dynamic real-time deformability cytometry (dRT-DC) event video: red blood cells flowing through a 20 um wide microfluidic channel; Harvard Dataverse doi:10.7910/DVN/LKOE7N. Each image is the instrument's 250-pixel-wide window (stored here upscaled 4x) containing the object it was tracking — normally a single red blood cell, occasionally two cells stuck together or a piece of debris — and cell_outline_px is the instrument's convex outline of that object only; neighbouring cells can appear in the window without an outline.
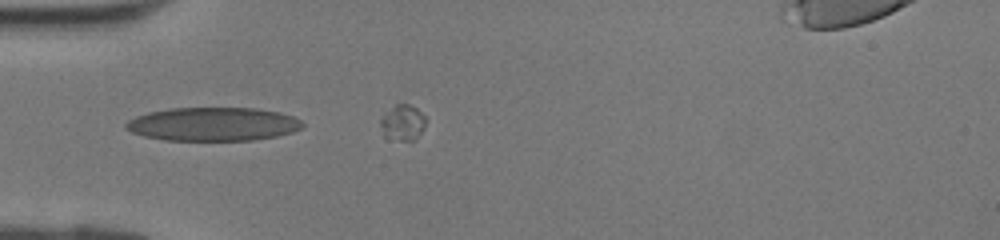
{"species": "human", "species_latin": "Homo sapiens", "temperature_condition": "room temperature", "stored_images_in_passage": 4, "camera_frame_rate_fps": 3000, "um_per_image_px": 0.085, "donor": {"sex": "female"}, "frame": {"image": 1, "passage_image": 1, "time_ms": 0.0, "image_size_px": [1000, 240], "cell_outline_px": [[304, 124], [300, 128], [292, 132], [276, 136], [252, 140], [164, 140], [144, 136], [132, 132], [124, 128], [124, 124], [128, 120], [136, 116], [148, 112], [172, 108], [256, 108], [280, 112], [292, 116], [300, 120]], "centroid_in_image_um": [18.08, 10.55], "position_along_channel_um": 66.9, "area_um2": 34.51}}
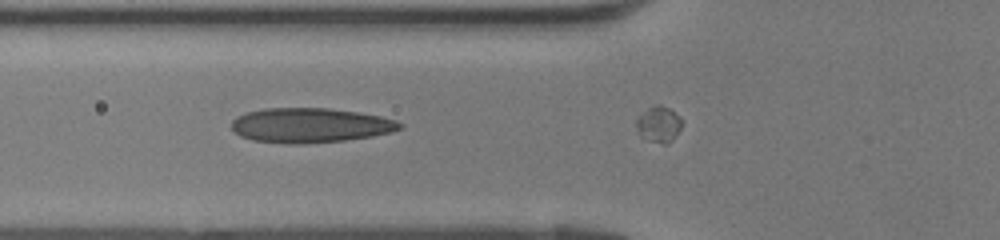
{"frame": {"image": 2, "passage_image": 3, "time_ms": 0.667, "image_size_px": [1000, 240], "cell_outline_px": [[404, 128], [392, 132], [372, 136], [344, 140], [304, 144], [284, 144], [252, 140], [240, 136], [232, 128], [232, 120], [236, 116], [244, 112], [264, 108], [328, 108], [360, 112], [380, 116], [396, 120], [404, 124]], "centroid_in_image_um": [26.37, 10.65], "position_along_channel_um": 99.4, "area_um2": 34.39}}